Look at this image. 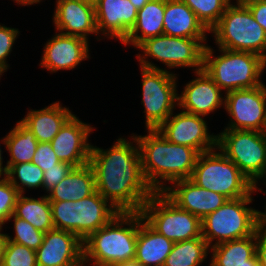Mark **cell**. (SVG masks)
I'll return each mask as SVG.
<instances>
[{
  "mask_svg": "<svg viewBox=\"0 0 266 266\" xmlns=\"http://www.w3.org/2000/svg\"><path fill=\"white\" fill-rule=\"evenodd\" d=\"M264 185V187L266 188V179L263 181V183H261V184H257L256 186H255V191L257 192L256 194H259L260 192H262L263 191V186ZM261 186V187H260ZM259 192V193H258Z\"/></svg>",
  "mask_w": 266,
  "mask_h": 266,
  "instance_id": "c3c4849f",
  "label": "cell"
},
{
  "mask_svg": "<svg viewBox=\"0 0 266 266\" xmlns=\"http://www.w3.org/2000/svg\"><path fill=\"white\" fill-rule=\"evenodd\" d=\"M256 254V232L245 238L231 240L210 247L206 266H243Z\"/></svg>",
  "mask_w": 266,
  "mask_h": 266,
  "instance_id": "4316f807",
  "label": "cell"
},
{
  "mask_svg": "<svg viewBox=\"0 0 266 266\" xmlns=\"http://www.w3.org/2000/svg\"><path fill=\"white\" fill-rule=\"evenodd\" d=\"M96 191L95 176L89 163L73 167L68 175L46 195L49 201H78Z\"/></svg>",
  "mask_w": 266,
  "mask_h": 266,
  "instance_id": "484cf974",
  "label": "cell"
},
{
  "mask_svg": "<svg viewBox=\"0 0 266 266\" xmlns=\"http://www.w3.org/2000/svg\"><path fill=\"white\" fill-rule=\"evenodd\" d=\"M91 42L79 37L56 32L43 45L40 68L56 74L58 71H73L81 66L83 61L91 58Z\"/></svg>",
  "mask_w": 266,
  "mask_h": 266,
  "instance_id": "9a60e30c",
  "label": "cell"
},
{
  "mask_svg": "<svg viewBox=\"0 0 266 266\" xmlns=\"http://www.w3.org/2000/svg\"><path fill=\"white\" fill-rule=\"evenodd\" d=\"M27 195V196H26ZM29 194H19L14 215L20 219L26 220L37 230L46 233L54 229L51 205L46 194L33 197Z\"/></svg>",
  "mask_w": 266,
  "mask_h": 266,
  "instance_id": "83f0119b",
  "label": "cell"
},
{
  "mask_svg": "<svg viewBox=\"0 0 266 266\" xmlns=\"http://www.w3.org/2000/svg\"><path fill=\"white\" fill-rule=\"evenodd\" d=\"M37 266H83V242L68 231L53 229L44 233L35 251Z\"/></svg>",
  "mask_w": 266,
  "mask_h": 266,
  "instance_id": "d6986e66",
  "label": "cell"
},
{
  "mask_svg": "<svg viewBox=\"0 0 266 266\" xmlns=\"http://www.w3.org/2000/svg\"><path fill=\"white\" fill-rule=\"evenodd\" d=\"M263 207L264 210H258L259 226L266 230V202Z\"/></svg>",
  "mask_w": 266,
  "mask_h": 266,
  "instance_id": "ee69618b",
  "label": "cell"
},
{
  "mask_svg": "<svg viewBox=\"0 0 266 266\" xmlns=\"http://www.w3.org/2000/svg\"><path fill=\"white\" fill-rule=\"evenodd\" d=\"M179 111V112H178ZM157 130L169 142L196 149L199 153L217 147V134L209 130L207 118L178 110Z\"/></svg>",
  "mask_w": 266,
  "mask_h": 266,
  "instance_id": "5bb4252c",
  "label": "cell"
},
{
  "mask_svg": "<svg viewBox=\"0 0 266 266\" xmlns=\"http://www.w3.org/2000/svg\"><path fill=\"white\" fill-rule=\"evenodd\" d=\"M19 196L18 190L6 176H0V222L5 225L7 219L14 214Z\"/></svg>",
  "mask_w": 266,
  "mask_h": 266,
  "instance_id": "d590c367",
  "label": "cell"
},
{
  "mask_svg": "<svg viewBox=\"0 0 266 266\" xmlns=\"http://www.w3.org/2000/svg\"><path fill=\"white\" fill-rule=\"evenodd\" d=\"M209 38H182L165 34L148 38L136 49L138 66L147 69L165 70L191 69L192 72L203 70V52ZM152 60V61H151ZM160 62L164 66L153 62ZM173 70V71H172Z\"/></svg>",
  "mask_w": 266,
  "mask_h": 266,
  "instance_id": "5b68a950",
  "label": "cell"
},
{
  "mask_svg": "<svg viewBox=\"0 0 266 266\" xmlns=\"http://www.w3.org/2000/svg\"><path fill=\"white\" fill-rule=\"evenodd\" d=\"M7 166L6 177L18 190L19 194H26L27 191L31 190H34V192L35 190L43 191L44 172L40 167L32 162Z\"/></svg>",
  "mask_w": 266,
  "mask_h": 266,
  "instance_id": "4dcf8cb0",
  "label": "cell"
},
{
  "mask_svg": "<svg viewBox=\"0 0 266 266\" xmlns=\"http://www.w3.org/2000/svg\"><path fill=\"white\" fill-rule=\"evenodd\" d=\"M210 31L220 20L232 0H182Z\"/></svg>",
  "mask_w": 266,
  "mask_h": 266,
  "instance_id": "1f68e13d",
  "label": "cell"
},
{
  "mask_svg": "<svg viewBox=\"0 0 266 266\" xmlns=\"http://www.w3.org/2000/svg\"><path fill=\"white\" fill-rule=\"evenodd\" d=\"M4 227V225L0 222V230Z\"/></svg>",
  "mask_w": 266,
  "mask_h": 266,
  "instance_id": "f907efd6",
  "label": "cell"
},
{
  "mask_svg": "<svg viewBox=\"0 0 266 266\" xmlns=\"http://www.w3.org/2000/svg\"><path fill=\"white\" fill-rule=\"evenodd\" d=\"M54 229L74 233L82 242L119 211L99 192L78 201H50Z\"/></svg>",
  "mask_w": 266,
  "mask_h": 266,
  "instance_id": "ba28073f",
  "label": "cell"
},
{
  "mask_svg": "<svg viewBox=\"0 0 266 266\" xmlns=\"http://www.w3.org/2000/svg\"><path fill=\"white\" fill-rule=\"evenodd\" d=\"M255 193L254 189L248 196L227 199L221 207L201 220L202 237L210 247L256 232L259 208L250 206L255 201Z\"/></svg>",
  "mask_w": 266,
  "mask_h": 266,
  "instance_id": "8992f818",
  "label": "cell"
},
{
  "mask_svg": "<svg viewBox=\"0 0 266 266\" xmlns=\"http://www.w3.org/2000/svg\"><path fill=\"white\" fill-rule=\"evenodd\" d=\"M127 137L120 135L106 149L92 144L89 164L97 192L119 212H140L155 192L144 177L135 136Z\"/></svg>",
  "mask_w": 266,
  "mask_h": 266,
  "instance_id": "6da1fadb",
  "label": "cell"
},
{
  "mask_svg": "<svg viewBox=\"0 0 266 266\" xmlns=\"http://www.w3.org/2000/svg\"><path fill=\"white\" fill-rule=\"evenodd\" d=\"M145 128L157 129L178 109L179 73L139 66ZM179 76V77H178Z\"/></svg>",
  "mask_w": 266,
  "mask_h": 266,
  "instance_id": "8fae6325",
  "label": "cell"
},
{
  "mask_svg": "<svg viewBox=\"0 0 266 266\" xmlns=\"http://www.w3.org/2000/svg\"><path fill=\"white\" fill-rule=\"evenodd\" d=\"M138 9L130 0H98L95 19L99 36L118 41L128 36L137 19Z\"/></svg>",
  "mask_w": 266,
  "mask_h": 266,
  "instance_id": "ffe728a7",
  "label": "cell"
},
{
  "mask_svg": "<svg viewBox=\"0 0 266 266\" xmlns=\"http://www.w3.org/2000/svg\"><path fill=\"white\" fill-rule=\"evenodd\" d=\"M63 105L58 100L41 109H29L19 121L35 135L38 142H51L74 115L69 107Z\"/></svg>",
  "mask_w": 266,
  "mask_h": 266,
  "instance_id": "7402d4cb",
  "label": "cell"
},
{
  "mask_svg": "<svg viewBox=\"0 0 266 266\" xmlns=\"http://www.w3.org/2000/svg\"><path fill=\"white\" fill-rule=\"evenodd\" d=\"M163 193L179 208L200 220L216 211L227 200L222 194L199 187L190 179L173 182Z\"/></svg>",
  "mask_w": 266,
  "mask_h": 266,
  "instance_id": "44dd1931",
  "label": "cell"
},
{
  "mask_svg": "<svg viewBox=\"0 0 266 266\" xmlns=\"http://www.w3.org/2000/svg\"><path fill=\"white\" fill-rule=\"evenodd\" d=\"M256 255L259 266H266V230L260 226L256 229Z\"/></svg>",
  "mask_w": 266,
  "mask_h": 266,
  "instance_id": "ab89813d",
  "label": "cell"
},
{
  "mask_svg": "<svg viewBox=\"0 0 266 266\" xmlns=\"http://www.w3.org/2000/svg\"><path fill=\"white\" fill-rule=\"evenodd\" d=\"M143 220L172 242L201 237V220L179 208L163 192H155L140 211Z\"/></svg>",
  "mask_w": 266,
  "mask_h": 266,
  "instance_id": "7c38bea8",
  "label": "cell"
},
{
  "mask_svg": "<svg viewBox=\"0 0 266 266\" xmlns=\"http://www.w3.org/2000/svg\"><path fill=\"white\" fill-rule=\"evenodd\" d=\"M243 266H259L257 255L255 254L251 259H249V265H243Z\"/></svg>",
  "mask_w": 266,
  "mask_h": 266,
  "instance_id": "7dc6e473",
  "label": "cell"
},
{
  "mask_svg": "<svg viewBox=\"0 0 266 266\" xmlns=\"http://www.w3.org/2000/svg\"><path fill=\"white\" fill-rule=\"evenodd\" d=\"M229 121L223 129L266 132V85L225 93Z\"/></svg>",
  "mask_w": 266,
  "mask_h": 266,
  "instance_id": "4fadbf2b",
  "label": "cell"
},
{
  "mask_svg": "<svg viewBox=\"0 0 266 266\" xmlns=\"http://www.w3.org/2000/svg\"><path fill=\"white\" fill-rule=\"evenodd\" d=\"M144 135L132 133L137 141L144 177L154 192H164L173 182L190 179L199 152L167 141L157 129Z\"/></svg>",
  "mask_w": 266,
  "mask_h": 266,
  "instance_id": "7a4b0ae2",
  "label": "cell"
},
{
  "mask_svg": "<svg viewBox=\"0 0 266 266\" xmlns=\"http://www.w3.org/2000/svg\"><path fill=\"white\" fill-rule=\"evenodd\" d=\"M242 2L249 8L254 19L266 33V0H243Z\"/></svg>",
  "mask_w": 266,
  "mask_h": 266,
  "instance_id": "f35d334b",
  "label": "cell"
},
{
  "mask_svg": "<svg viewBox=\"0 0 266 266\" xmlns=\"http://www.w3.org/2000/svg\"><path fill=\"white\" fill-rule=\"evenodd\" d=\"M139 212H119L83 241L85 266H113L135 258Z\"/></svg>",
  "mask_w": 266,
  "mask_h": 266,
  "instance_id": "3957f363",
  "label": "cell"
},
{
  "mask_svg": "<svg viewBox=\"0 0 266 266\" xmlns=\"http://www.w3.org/2000/svg\"><path fill=\"white\" fill-rule=\"evenodd\" d=\"M76 1L86 3V4H89V5L95 7L98 0H76Z\"/></svg>",
  "mask_w": 266,
  "mask_h": 266,
  "instance_id": "681fc988",
  "label": "cell"
},
{
  "mask_svg": "<svg viewBox=\"0 0 266 266\" xmlns=\"http://www.w3.org/2000/svg\"><path fill=\"white\" fill-rule=\"evenodd\" d=\"M174 242L157 233L139 212V228L136 241L135 260L142 266H163Z\"/></svg>",
  "mask_w": 266,
  "mask_h": 266,
  "instance_id": "cb8c5ba5",
  "label": "cell"
},
{
  "mask_svg": "<svg viewBox=\"0 0 266 266\" xmlns=\"http://www.w3.org/2000/svg\"><path fill=\"white\" fill-rule=\"evenodd\" d=\"M6 149L8 152L7 165L32 162L36 152L38 141L35 135L26 128L20 121L6 132Z\"/></svg>",
  "mask_w": 266,
  "mask_h": 266,
  "instance_id": "f1b7e54d",
  "label": "cell"
},
{
  "mask_svg": "<svg viewBox=\"0 0 266 266\" xmlns=\"http://www.w3.org/2000/svg\"><path fill=\"white\" fill-rule=\"evenodd\" d=\"M96 129L74 114L50 142L57 158L74 167L89 163L92 146L89 138Z\"/></svg>",
  "mask_w": 266,
  "mask_h": 266,
  "instance_id": "e0dca14e",
  "label": "cell"
},
{
  "mask_svg": "<svg viewBox=\"0 0 266 266\" xmlns=\"http://www.w3.org/2000/svg\"><path fill=\"white\" fill-rule=\"evenodd\" d=\"M13 228L14 235H10L6 232L7 240L11 242H15L33 250H37L39 246L43 243L44 233L37 230L26 220L20 219L12 214L6 221L4 228H10V226L6 227V224H10Z\"/></svg>",
  "mask_w": 266,
  "mask_h": 266,
  "instance_id": "d6a6232c",
  "label": "cell"
},
{
  "mask_svg": "<svg viewBox=\"0 0 266 266\" xmlns=\"http://www.w3.org/2000/svg\"><path fill=\"white\" fill-rule=\"evenodd\" d=\"M2 147L6 149V135L0 138V176H6L7 171H8V166L5 163L4 158H3V152H6V151H3Z\"/></svg>",
  "mask_w": 266,
  "mask_h": 266,
  "instance_id": "60d3db41",
  "label": "cell"
},
{
  "mask_svg": "<svg viewBox=\"0 0 266 266\" xmlns=\"http://www.w3.org/2000/svg\"><path fill=\"white\" fill-rule=\"evenodd\" d=\"M14 2V4H16L17 6H23V7H30L32 5H38L42 2H45V0H12Z\"/></svg>",
  "mask_w": 266,
  "mask_h": 266,
  "instance_id": "7bdbcfd3",
  "label": "cell"
},
{
  "mask_svg": "<svg viewBox=\"0 0 266 266\" xmlns=\"http://www.w3.org/2000/svg\"><path fill=\"white\" fill-rule=\"evenodd\" d=\"M59 162L61 161L57 158L50 142L38 143L36 152L32 158L33 164L37 165L45 172L51 167H55Z\"/></svg>",
  "mask_w": 266,
  "mask_h": 266,
  "instance_id": "8d00e7d4",
  "label": "cell"
},
{
  "mask_svg": "<svg viewBox=\"0 0 266 266\" xmlns=\"http://www.w3.org/2000/svg\"><path fill=\"white\" fill-rule=\"evenodd\" d=\"M163 34L182 38H208L210 31L182 0H165Z\"/></svg>",
  "mask_w": 266,
  "mask_h": 266,
  "instance_id": "603a6c76",
  "label": "cell"
},
{
  "mask_svg": "<svg viewBox=\"0 0 266 266\" xmlns=\"http://www.w3.org/2000/svg\"><path fill=\"white\" fill-rule=\"evenodd\" d=\"M51 19L56 32L89 42L91 36L103 40L97 31L94 6L76 0H55Z\"/></svg>",
  "mask_w": 266,
  "mask_h": 266,
  "instance_id": "ac0fdd59",
  "label": "cell"
},
{
  "mask_svg": "<svg viewBox=\"0 0 266 266\" xmlns=\"http://www.w3.org/2000/svg\"><path fill=\"white\" fill-rule=\"evenodd\" d=\"M20 35L21 33L18 28L7 27L0 23V73L2 75L11 68L7 58L11 57L13 48L15 49V44Z\"/></svg>",
  "mask_w": 266,
  "mask_h": 266,
  "instance_id": "e575fe53",
  "label": "cell"
},
{
  "mask_svg": "<svg viewBox=\"0 0 266 266\" xmlns=\"http://www.w3.org/2000/svg\"><path fill=\"white\" fill-rule=\"evenodd\" d=\"M190 180L227 199L248 196L255 189L241 170L217 147L199 154Z\"/></svg>",
  "mask_w": 266,
  "mask_h": 266,
  "instance_id": "9c48e42d",
  "label": "cell"
},
{
  "mask_svg": "<svg viewBox=\"0 0 266 266\" xmlns=\"http://www.w3.org/2000/svg\"><path fill=\"white\" fill-rule=\"evenodd\" d=\"M150 0H130V2L139 10Z\"/></svg>",
  "mask_w": 266,
  "mask_h": 266,
  "instance_id": "bcb514c9",
  "label": "cell"
},
{
  "mask_svg": "<svg viewBox=\"0 0 266 266\" xmlns=\"http://www.w3.org/2000/svg\"><path fill=\"white\" fill-rule=\"evenodd\" d=\"M216 47L255 53L266 60V33L242 1H233L210 30Z\"/></svg>",
  "mask_w": 266,
  "mask_h": 266,
  "instance_id": "52a82bcc",
  "label": "cell"
},
{
  "mask_svg": "<svg viewBox=\"0 0 266 266\" xmlns=\"http://www.w3.org/2000/svg\"><path fill=\"white\" fill-rule=\"evenodd\" d=\"M165 0H150L138 10L137 19L121 46H133L136 49L148 38L163 34Z\"/></svg>",
  "mask_w": 266,
  "mask_h": 266,
  "instance_id": "d4e9b609",
  "label": "cell"
},
{
  "mask_svg": "<svg viewBox=\"0 0 266 266\" xmlns=\"http://www.w3.org/2000/svg\"><path fill=\"white\" fill-rule=\"evenodd\" d=\"M210 257V246L201 236L175 242L163 266H203Z\"/></svg>",
  "mask_w": 266,
  "mask_h": 266,
  "instance_id": "f546056e",
  "label": "cell"
},
{
  "mask_svg": "<svg viewBox=\"0 0 266 266\" xmlns=\"http://www.w3.org/2000/svg\"><path fill=\"white\" fill-rule=\"evenodd\" d=\"M113 266H142V265L139 262H137L135 259H133V260L115 264Z\"/></svg>",
  "mask_w": 266,
  "mask_h": 266,
  "instance_id": "f6af8a7d",
  "label": "cell"
},
{
  "mask_svg": "<svg viewBox=\"0 0 266 266\" xmlns=\"http://www.w3.org/2000/svg\"><path fill=\"white\" fill-rule=\"evenodd\" d=\"M74 166L67 162H59L44 172L43 192L47 194L53 187L57 186L72 170Z\"/></svg>",
  "mask_w": 266,
  "mask_h": 266,
  "instance_id": "74e56055",
  "label": "cell"
},
{
  "mask_svg": "<svg viewBox=\"0 0 266 266\" xmlns=\"http://www.w3.org/2000/svg\"><path fill=\"white\" fill-rule=\"evenodd\" d=\"M4 227L0 230V265L2 263L3 255H4V250L5 246L7 243V236H6V231L4 232Z\"/></svg>",
  "mask_w": 266,
  "mask_h": 266,
  "instance_id": "b9f144b4",
  "label": "cell"
},
{
  "mask_svg": "<svg viewBox=\"0 0 266 266\" xmlns=\"http://www.w3.org/2000/svg\"><path fill=\"white\" fill-rule=\"evenodd\" d=\"M193 75L178 92V109L212 119L211 114L225 108V93L204 70Z\"/></svg>",
  "mask_w": 266,
  "mask_h": 266,
  "instance_id": "2e32d148",
  "label": "cell"
},
{
  "mask_svg": "<svg viewBox=\"0 0 266 266\" xmlns=\"http://www.w3.org/2000/svg\"><path fill=\"white\" fill-rule=\"evenodd\" d=\"M217 148L256 186L266 179V132L221 129Z\"/></svg>",
  "mask_w": 266,
  "mask_h": 266,
  "instance_id": "30bf717a",
  "label": "cell"
},
{
  "mask_svg": "<svg viewBox=\"0 0 266 266\" xmlns=\"http://www.w3.org/2000/svg\"><path fill=\"white\" fill-rule=\"evenodd\" d=\"M0 266H37L35 250L7 240Z\"/></svg>",
  "mask_w": 266,
  "mask_h": 266,
  "instance_id": "836d02e7",
  "label": "cell"
},
{
  "mask_svg": "<svg viewBox=\"0 0 266 266\" xmlns=\"http://www.w3.org/2000/svg\"><path fill=\"white\" fill-rule=\"evenodd\" d=\"M207 44L203 52V70L224 92L255 88L264 83L266 60L261 56ZM219 52V53H216ZM216 53V54H215Z\"/></svg>",
  "mask_w": 266,
  "mask_h": 266,
  "instance_id": "277c9868",
  "label": "cell"
}]
</instances>
